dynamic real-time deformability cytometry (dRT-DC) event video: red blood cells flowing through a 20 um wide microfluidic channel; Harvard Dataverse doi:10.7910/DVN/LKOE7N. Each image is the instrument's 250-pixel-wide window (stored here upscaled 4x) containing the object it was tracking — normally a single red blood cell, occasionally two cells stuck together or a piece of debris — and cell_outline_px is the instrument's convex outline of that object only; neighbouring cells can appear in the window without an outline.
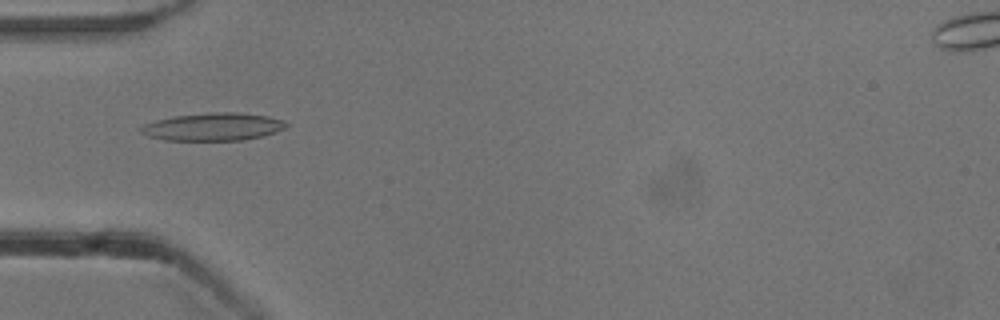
{"species": "common noctule bat (a hibernating species)", "species_latin": "Nyctalus noctula", "temperature_condition": "cold", "stored_images_in_passage": 47, "camera_frame_rate_fps": 3000, "um_per_image_px": 0.085, "animal": {"sex": "male", "body_mass_g": 13.3}, "frame": {"image": 1, "passage_image": 11, "time_ms": 3.333, "image_size_px": [1000, 320], "cell_outline_px": [[288, 124], [284, 128], [276, 132], [264, 136], [244, 140], [164, 140], [148, 136], [140, 132], [140, 128], [144, 124], [156, 120], [176, 116], [208, 112], [236, 112], [268, 116], [284, 120]], "centroid_in_image_um": [18.13, 10.77], "position_along_channel_um": 66.9, "area_um2": 23.52}}
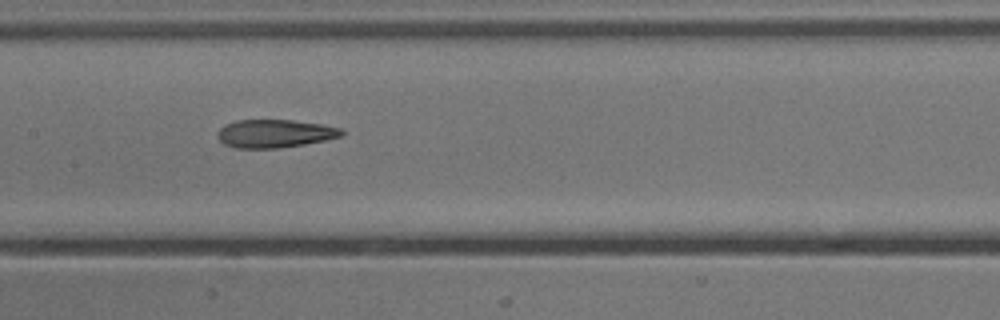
{"frame": {"image": 2, "passage_image": 20, "time_ms": 6.333, "image_size_px": [1000, 320], "cell_outline_px": [[344, 136], [304, 144], [280, 148], [236, 148], [224, 144], [216, 136], [216, 132], [224, 124], [236, 120], [292, 120], [324, 124], [340, 128], [344, 132]], "centroid_in_image_um": [23.34, 11.35], "position_along_channel_um": 184.1, "area_um2": 20.52}}
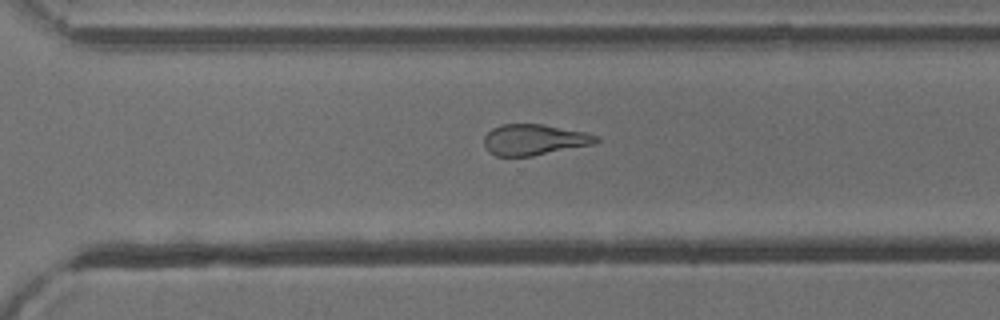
{"frame": {"image": 3, "passage_image": 31, "time_ms": 10.0, "image_size_px": [1000, 320], "cell_outline_px": [[600, 140], [596, 144], [532, 156], [496, 156], [488, 152], [484, 148], [484, 136], [492, 128], [500, 124], [540, 124], [584, 132], [596, 136]], "centroid_in_image_um": [45.37, 11.88], "position_along_channel_um": 325.2, "area_um2": 20.23}, "authors_computed_cell_mechanics": {"area_um2": 21.8484, "velocity_mm_per_s": 3.8758, "shape_relaxation_time_tau1_ms": null, "shape_relaxation_time_tau2_ms": 4.0839, "deformation_change_tau1": null, "deformation_change_tau2": 0.148}}